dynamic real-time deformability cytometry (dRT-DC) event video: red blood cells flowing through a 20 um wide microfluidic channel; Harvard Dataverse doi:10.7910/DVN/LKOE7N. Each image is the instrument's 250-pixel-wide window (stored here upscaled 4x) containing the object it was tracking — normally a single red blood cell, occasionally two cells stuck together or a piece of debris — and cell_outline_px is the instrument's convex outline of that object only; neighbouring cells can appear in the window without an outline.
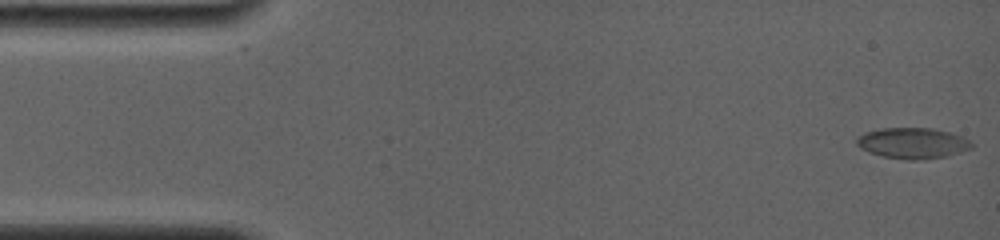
{"species": "common noctule bat (a hibernating species)", "species_latin": "Nyctalus noctula", "temperature_condition": "room temperature", "stored_images_in_passage": 73, "camera_frame_rate_fps": 4000, "um_per_image_px": 0.085, "animal": {"sex": "female", "body_mass_g": 19.0, "forearm_length_mm": 56.7}, "frame": {"image": 1, "passage_image": 1, "time_ms": 0.0, "image_size_px": [1000, 240], "cell_outline_px": [[972, 148], [948, 156], [924, 160], [908, 160], [884, 156], [868, 152], [860, 148], [856, 144], [856, 140], [864, 132], [884, 128], [932, 128], [948, 132], [960, 136], [968, 140], [972, 144]], "centroid_in_image_um": [77.56, 12.18], "position_along_channel_um": 7.4, "area_um2": 20.58}}
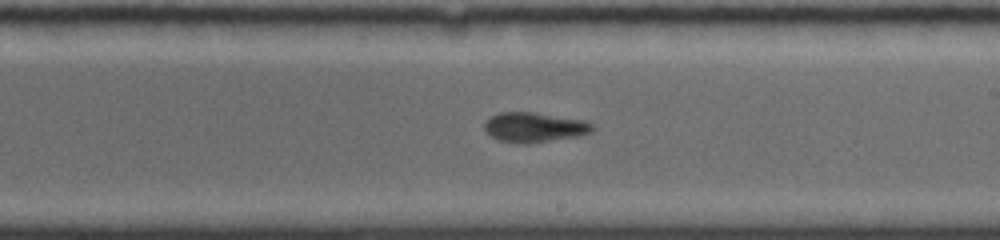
{"frame": {"image": 2, "passage_image": 40, "time_ms": 9.25, "image_size_px": [1000, 240], "cell_outline_px": [[596, 128], [592, 132], [576, 136], [524, 144], [520, 144], [500, 140], [484, 132], [484, 124], [492, 116], [500, 112], [532, 112], [584, 120], [592, 124]], "centroid_in_image_um": [45.41, 10.81], "position_along_channel_um": 243.6, "area_um2": 18.55}}
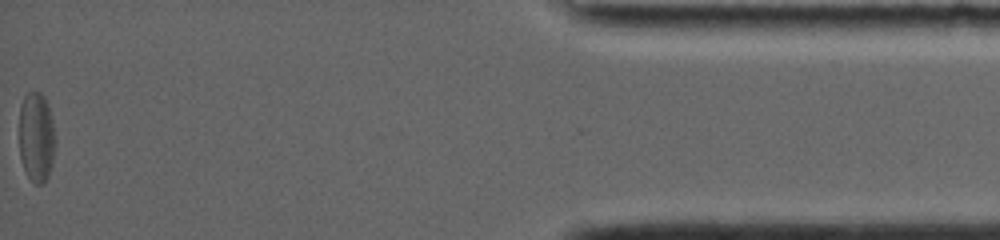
{"frame": {"image": 3, "passage_image": 72, "time_ms": 16.0, "image_size_px": [1000, 240], "cell_outline_px": [[56, 144], [52, 164], [48, 176], [40, 184], [36, 184], [28, 176], [24, 168], [20, 156], [20, 108], [24, 96], [28, 92], [40, 92], [44, 96], [48, 108], [56, 140]], "centroid_in_image_um": [3.1, 11.66], "position_along_channel_um": 432.1, "area_um2": 18.67}, "authors_computed_cell_mechanics": {"area_um2": 18.785, "velocity_mm_per_s": 3.878, "shape_relaxation_time_tau1_ms": 5.8091, "shape_relaxation_time_tau2_ms": 3.9275, "deformation_change_tau1": 0.1515, "deformation_change_tau2": 0.0987}}